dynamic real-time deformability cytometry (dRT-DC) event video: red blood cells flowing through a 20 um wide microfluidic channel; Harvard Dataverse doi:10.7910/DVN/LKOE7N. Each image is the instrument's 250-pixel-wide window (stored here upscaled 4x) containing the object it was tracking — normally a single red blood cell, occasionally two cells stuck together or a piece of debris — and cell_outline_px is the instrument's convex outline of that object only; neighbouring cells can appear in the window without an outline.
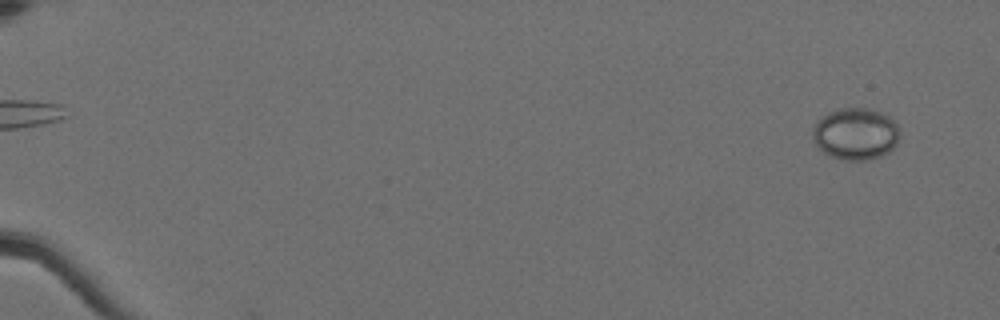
{"species": "Egyptian fruit bat (a non-hibernating species)", "species_latin": "Rousettus aegyptiacus", "temperature_condition": "cold", "stored_images_in_passage": 6, "camera_frame_rate_fps": 3000, "um_per_image_px": 0.085, "animal": {"sex": "female"}, "frame": {"image": 1, "passage_image": 4, "time_ms": 1.0, "image_size_px": [1000, 320], "cell_outline_px": [[900, 136], [896, 144], [888, 152], [880, 156], [868, 160], [844, 160], [828, 156], [816, 144], [812, 136], [812, 128], [816, 120], [820, 116], [828, 112], [840, 108], [868, 108], [880, 112], [888, 116], [896, 124], [900, 132]], "centroid_in_image_um": [72.7, 11.37], "position_along_channel_um": 12.3, "area_um2": 26.53}}